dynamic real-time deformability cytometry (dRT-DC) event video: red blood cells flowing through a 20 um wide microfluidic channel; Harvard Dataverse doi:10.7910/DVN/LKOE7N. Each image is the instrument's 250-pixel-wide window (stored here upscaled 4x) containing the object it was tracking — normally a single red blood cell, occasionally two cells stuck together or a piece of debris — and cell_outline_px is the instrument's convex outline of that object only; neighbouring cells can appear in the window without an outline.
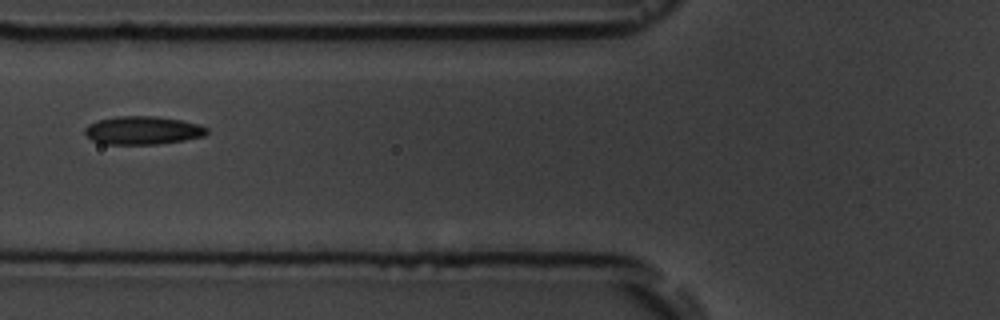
{"species": "common noctule bat (a hibernating species)", "species_latin": "Nyctalus noctula", "temperature_condition": "room temperature", "stored_images_in_passage": 6, "camera_frame_rate_fps": 3000, "um_per_image_px": 0.085, "animal": {"sex": "male", "body_mass_g": 19.5, "forearm_length_mm": 54.6}, "frame": {"image": 1, "passage_image": 2, "time_ms": 2.333, "image_size_px": [1000, 320], "cell_outline_px": [[208, 132], [204, 136], [184, 140], [156, 144], [104, 144], [92, 140], [84, 132], [84, 128], [88, 124], [100, 120], [116, 116], [156, 116], [180, 120], [200, 124], [208, 128]], "centroid_in_image_um": [12.14, 11.08], "position_along_channel_um": 113.7, "area_um2": 20.06}}
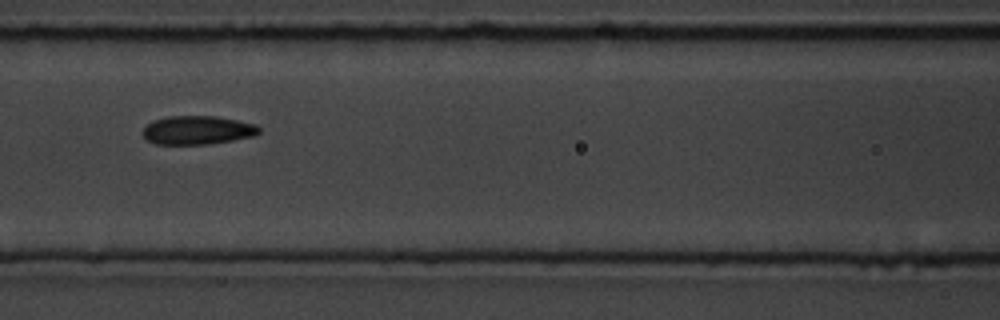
{"frame": {"image": 2, "passage_image": 3, "time_ms": 3.333, "image_size_px": [1000, 320], "cell_outline_px": [[260, 132], [256, 136], [208, 144], [156, 144], [148, 140], [144, 136], [144, 128], [148, 124], [156, 120], [168, 116], [216, 116], [256, 124], [260, 128]], "centroid_in_image_um": [16.84, 11.06], "position_along_channel_um": 149.8, "area_um2": 19.25}}
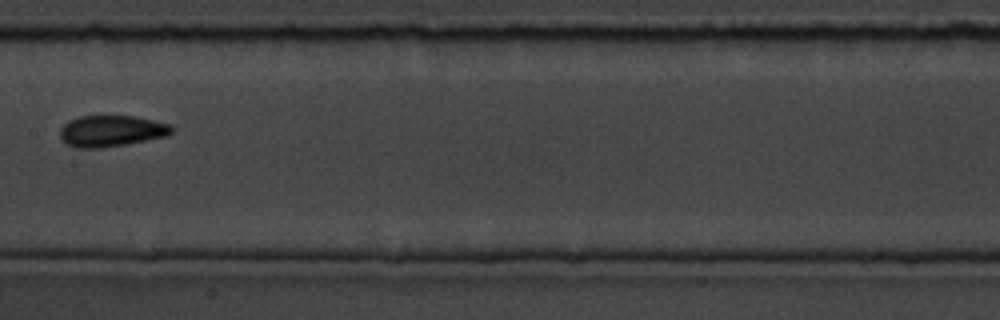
{"frame": {"image": 3, "passage_image": 4, "time_ms": 4.667, "image_size_px": [1000, 320], "cell_outline_px": [[176, 128], [168, 136], [124, 144], [96, 148], [76, 148], [68, 144], [60, 136], [60, 128], [68, 120], [80, 116], [136, 116], [168, 124]], "centroid_in_image_um": [9.47, 11.12], "position_along_channel_um": 197.9, "area_um2": 20.23}}